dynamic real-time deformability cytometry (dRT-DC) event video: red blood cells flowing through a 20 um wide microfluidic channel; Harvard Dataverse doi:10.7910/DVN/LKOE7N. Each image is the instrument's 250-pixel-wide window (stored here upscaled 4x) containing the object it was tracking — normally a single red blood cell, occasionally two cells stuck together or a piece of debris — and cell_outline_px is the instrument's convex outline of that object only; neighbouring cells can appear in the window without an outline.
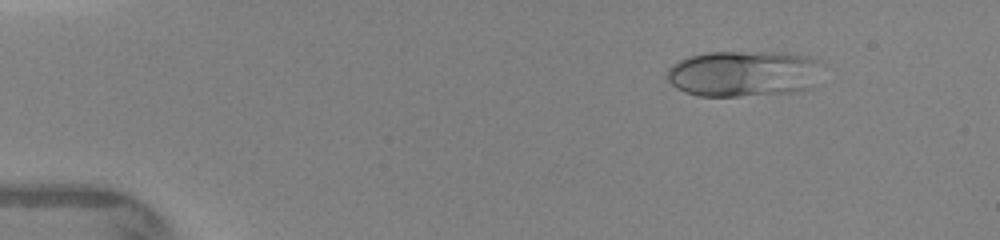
{"species": "human", "species_latin": "Homo sapiens", "temperature_condition": "warm", "stored_images_in_passage": 44, "camera_frame_rate_fps": 3000, "um_per_image_px": 0.085, "donor": {"sex": "female"}, "frame": {"image": 1, "passage_image": 5, "time_ms": 1.333, "image_size_px": [1000, 240], "cell_outline_px": [[824, 64], [812, 88], [792, 92], [740, 96], [700, 96], [684, 92], [676, 88], [668, 80], [668, 68], [672, 64], [688, 56], [704, 52], [784, 52], [808, 56], [820, 60]], "centroid_in_image_um": [63.25, 6.24], "position_along_channel_um": 21.8, "area_um2": 42.25}}
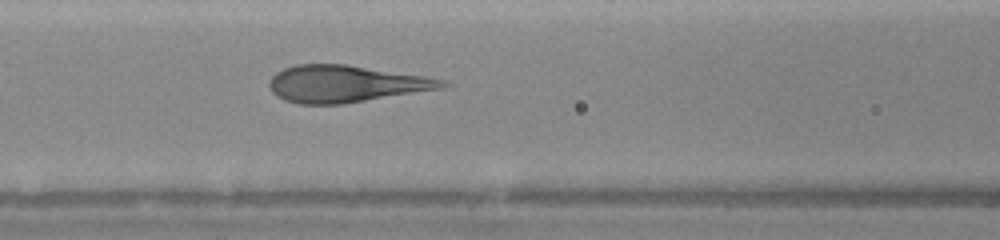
{"frame": {"image": 2, "passage_image": 19, "time_ms": 6.0, "image_size_px": [1000, 240], "cell_outline_px": [[452, 84], [444, 88], [340, 104], [300, 104], [284, 100], [272, 92], [268, 84], [272, 76], [276, 72], [284, 68], [296, 64], [344, 64], [424, 76], [444, 80]], "centroid_in_image_um": [29.36, 7.12], "position_along_channel_um": 137.2, "area_um2": 36.93}}
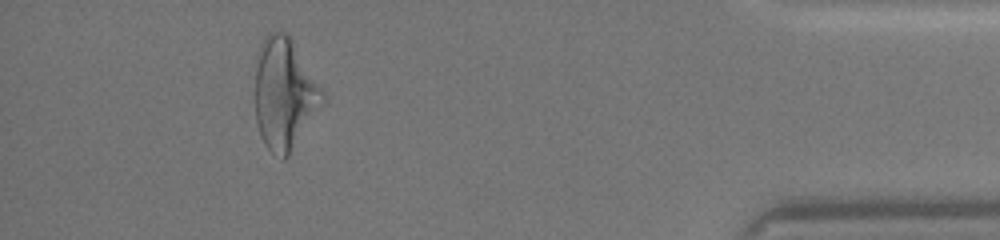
{"frame": {"image": 3, "passage_image": 40, "time_ms": 13.333, "image_size_px": [1000, 240], "cell_outline_px": [[328, 96], [324, 104], [288, 156], [284, 160], [272, 152], [264, 144], [256, 120], [256, 52], [260, 44], [268, 32], [276, 28], [288, 32]], "centroid_in_image_um": [24.21, 7.9], "position_along_channel_um": 411.0, "area_um2": 44.56}}